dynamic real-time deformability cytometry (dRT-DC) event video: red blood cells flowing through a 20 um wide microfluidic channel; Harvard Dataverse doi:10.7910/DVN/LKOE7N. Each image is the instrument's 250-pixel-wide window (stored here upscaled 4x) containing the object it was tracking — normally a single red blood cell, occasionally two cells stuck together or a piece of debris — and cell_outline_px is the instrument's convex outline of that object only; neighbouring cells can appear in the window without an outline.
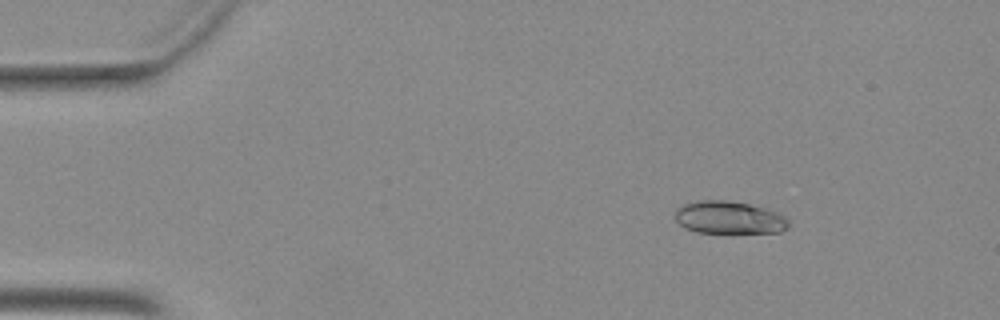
{"species": "Egyptian fruit bat (a non-hibernating species)", "species_latin": "Rousettus aegyptiacus", "temperature_condition": "warm", "stored_images_in_passage": 51, "camera_frame_rate_fps": 3000, "um_per_image_px": 0.085, "animal": {"sex": "female"}, "frame": {"image": 1, "passage_image": 7, "time_ms": 2.0, "image_size_px": [1000, 320], "cell_outline_px": [[788, 228], [780, 232], [696, 232], [684, 228], [676, 220], [676, 208], [684, 204], [700, 200], [728, 200], [748, 204], [764, 208], [776, 212], [784, 216], [788, 220]], "centroid_in_image_um": [61.96, 18.49], "position_along_channel_um": 23.0, "area_um2": 21.39}}
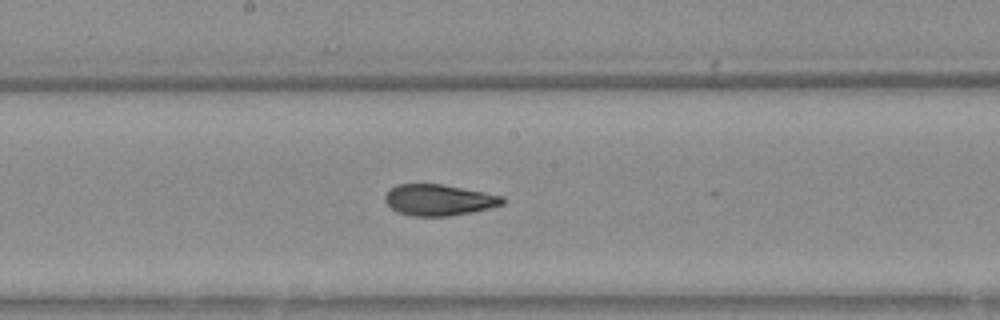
{"frame": {"image": 2, "passage_image": 27, "time_ms": 8.667, "image_size_px": [1000, 320], "cell_outline_px": [[504, 204], [472, 212], [448, 216], [412, 216], [396, 212], [384, 200], [384, 196], [396, 184], [440, 184], [484, 192], [504, 196]], "centroid_in_image_um": [37.29, 17.0], "position_along_channel_um": 210.9, "area_um2": 21.21}}
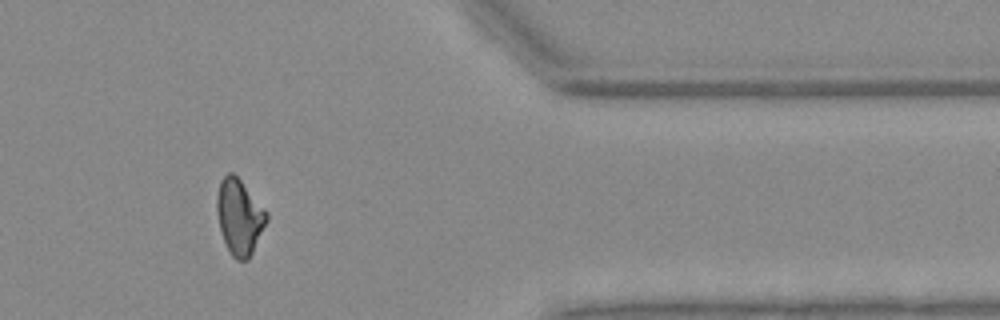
{"frame": {"image": 3, "passage_image": 42, "time_ms": 13.667, "image_size_px": [1000, 320], "cell_outline_px": [[268, 220], [248, 260], [236, 260], [232, 256], [224, 240], [220, 228], [216, 212], [216, 200], [220, 180], [228, 172], [232, 172], [240, 180], [268, 212]], "centroid_in_image_um": [20.35, 18.42], "position_along_channel_um": 391.1, "area_um2": 21.68}}